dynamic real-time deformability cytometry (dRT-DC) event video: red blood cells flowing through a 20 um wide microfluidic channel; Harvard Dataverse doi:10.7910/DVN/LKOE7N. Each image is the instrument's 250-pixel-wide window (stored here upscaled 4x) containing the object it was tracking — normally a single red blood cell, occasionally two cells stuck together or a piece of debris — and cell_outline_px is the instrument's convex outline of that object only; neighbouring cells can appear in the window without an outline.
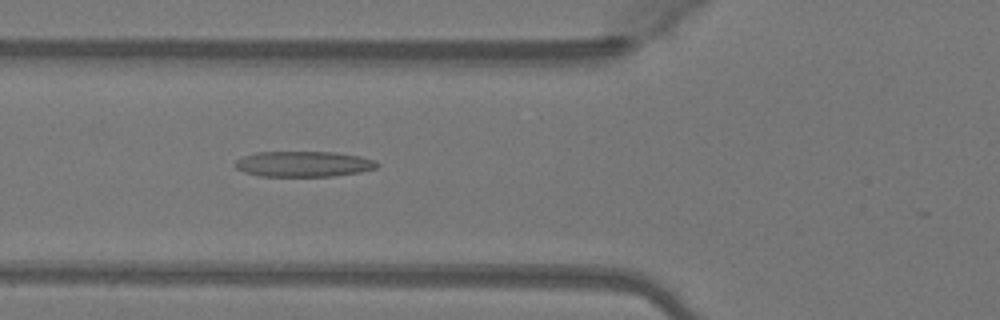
{"species": "Egyptian fruit bat (a non-hibernating species)", "species_latin": "Rousettus aegyptiacus", "temperature_condition": "warm", "stored_images_in_passage": 30, "camera_frame_rate_fps": 3000, "um_per_image_px": 0.085, "animal": {"sex": "female"}, "frame": {"image": 1, "passage_image": 18, "time_ms": 5.667, "image_size_px": [1000, 320], "cell_outline_px": [[380, 164], [376, 168], [360, 172], [332, 176], [260, 176], [244, 172], [236, 168], [232, 164], [236, 160], [244, 156], [256, 152], [332, 152], [360, 156], [376, 160]], "centroid_in_image_um": [25.79, 13.94], "position_along_channel_um": 100.0, "area_um2": 21.21}}
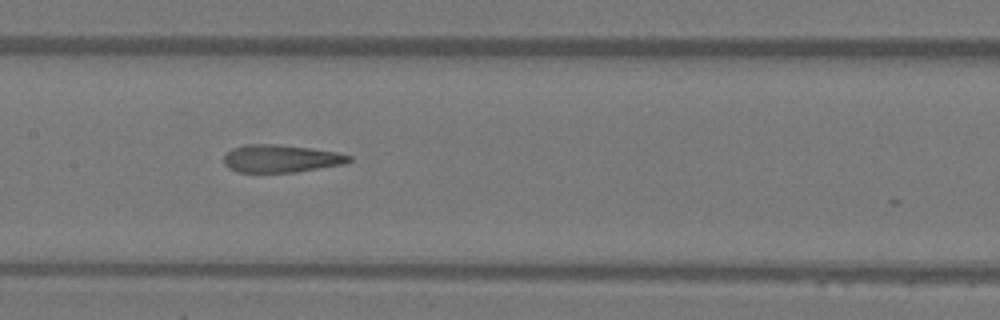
{"frame": {"image": 2, "passage_image": 24, "time_ms": 7.667, "image_size_px": [1000, 320], "cell_outline_px": [[352, 160], [348, 164], [296, 172], [236, 172], [228, 168], [224, 164], [224, 156], [232, 148], [244, 144], [276, 144], [312, 148], [340, 152], [352, 156]], "centroid_in_image_um": [23.93, 13.48], "position_along_channel_um": 183.5, "area_um2": 20.58}}
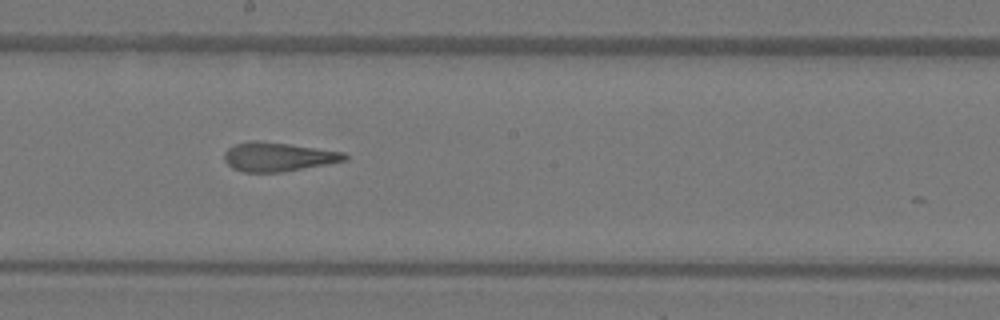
{"frame": {"image": 3, "passage_image": 27, "time_ms": 8.667, "image_size_px": [1000, 320], "cell_outline_px": [[348, 160], [328, 164], [280, 172], [244, 172], [232, 168], [224, 160], [224, 152], [228, 148], [236, 144], [252, 140], [256, 140], [288, 144], [344, 152], [348, 156]], "centroid_in_image_um": [23.63, 13.33], "position_along_channel_um": 224.6, "area_um2": 20.23}}